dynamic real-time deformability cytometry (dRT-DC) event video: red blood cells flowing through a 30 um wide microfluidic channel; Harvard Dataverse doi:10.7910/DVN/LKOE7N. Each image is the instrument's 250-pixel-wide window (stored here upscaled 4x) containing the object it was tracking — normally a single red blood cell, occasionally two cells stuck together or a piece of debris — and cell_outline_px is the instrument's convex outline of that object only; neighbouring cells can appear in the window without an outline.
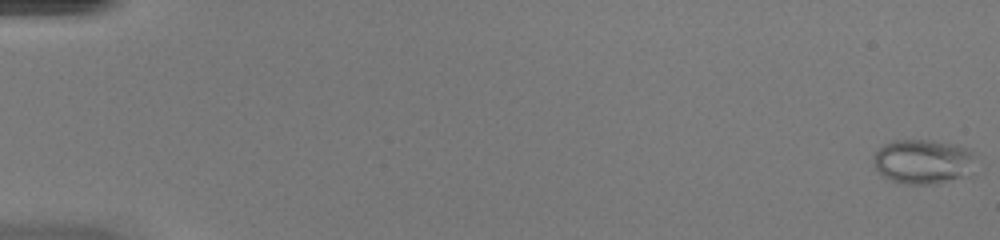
{"species": "common noctule bat (a hibernating species)", "species_latin": "Nyctalus noctula", "temperature_condition": "warm", "stored_images_in_passage": 49, "camera_frame_rate_fps": 3000, "um_per_image_px": 0.085, "animal": {"sex": "female", "body_mass_g": 20.0, "forearm_length_mm": 54.0}, "frame": {"image": 1, "passage_image": 1, "time_ms": 0.0, "image_size_px": [1000, 240], "cell_outline_px": [[972, 172], [936, 184], [904, 184], [892, 180], [884, 176], [876, 168], [876, 152], [884, 144], [892, 140], [932, 140], [956, 144], [968, 148], [972, 152]], "centroid_in_image_um": [78.46, 13.72], "position_along_channel_um": 6.5, "area_um2": 26.01}}
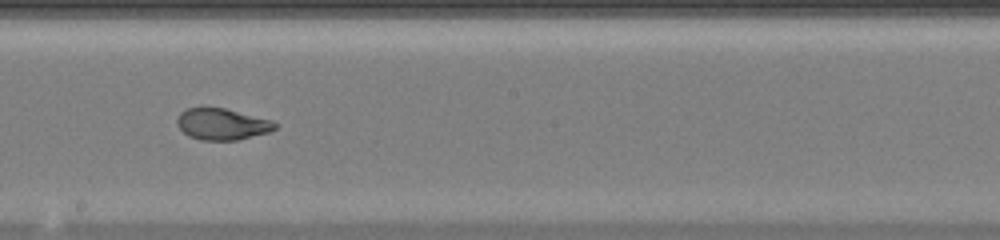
{"frame": {"image": 2, "passage_image": 29, "time_ms": 9.333, "image_size_px": [1000, 240], "cell_outline_px": [[276, 128], [268, 132], [236, 140], [200, 140], [188, 136], [176, 124], [176, 120], [180, 112], [188, 108], [200, 104], [224, 108], [272, 120], [276, 124]], "centroid_in_image_um": [18.8, 10.51], "position_along_channel_um": 229.4, "area_um2": 18.26}}
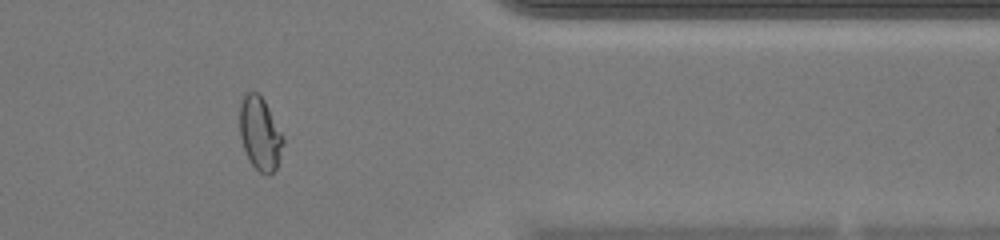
{"frame": {"image": 3, "passage_image": 41, "time_ms": 13.333, "image_size_px": [1000, 240], "cell_outline_px": [[284, 144], [276, 168], [268, 176], [260, 172], [248, 160], [240, 136], [240, 104], [244, 92], [256, 92], [264, 100], [284, 140]], "centroid_in_image_um": [22.08, 11.36], "position_along_channel_um": 389.3, "area_um2": 18.26}}